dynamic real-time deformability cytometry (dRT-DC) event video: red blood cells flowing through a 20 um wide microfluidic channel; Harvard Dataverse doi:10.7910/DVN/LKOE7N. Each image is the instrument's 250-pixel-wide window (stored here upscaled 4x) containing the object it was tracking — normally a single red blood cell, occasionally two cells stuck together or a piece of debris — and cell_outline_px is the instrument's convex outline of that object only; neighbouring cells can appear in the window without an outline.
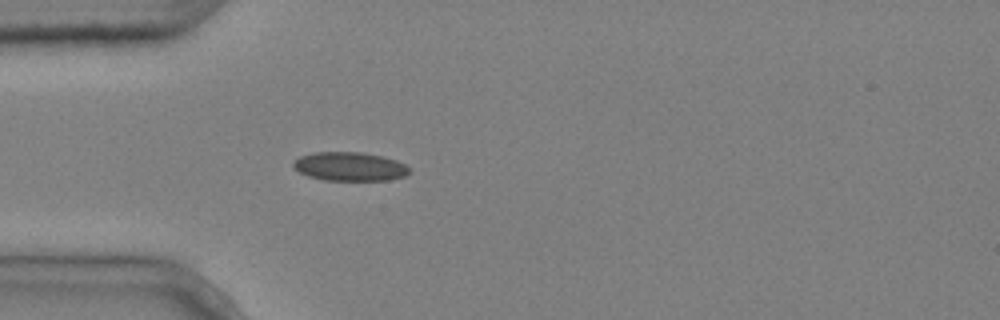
{"species": "common noctule bat (a hibernating species)", "species_latin": "Nyctalus noctula", "temperature_condition": "cold", "stored_images_in_passage": 1, "camera_frame_rate_fps": 3000, "um_per_image_px": 0.085, "animal": {"sex": "male", "body_mass_g": 20.4}, "frame": {"image": 1, "passage_image": 1, "time_ms": 0.0, "image_size_px": [1000, 320], "cell_outline_px": [[412, 172], [404, 176], [388, 180], [324, 180], [308, 176], [292, 168], [292, 164], [300, 156], [316, 152], [360, 152], [384, 156], [396, 160], [404, 164]], "centroid_in_image_um": [29.73, 14.15], "position_along_channel_um": 55.3, "area_um2": 19.48}}